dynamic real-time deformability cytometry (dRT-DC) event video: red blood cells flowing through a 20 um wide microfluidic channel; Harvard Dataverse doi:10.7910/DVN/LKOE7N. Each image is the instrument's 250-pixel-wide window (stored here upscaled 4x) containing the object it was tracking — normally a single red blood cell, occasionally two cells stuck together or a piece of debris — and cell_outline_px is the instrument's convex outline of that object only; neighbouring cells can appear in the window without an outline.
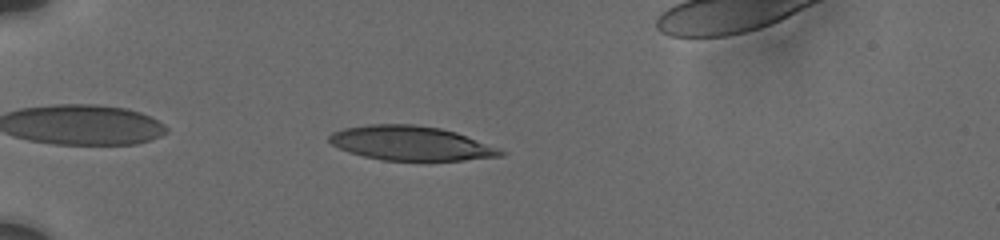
{"species": "human", "species_latin": "Homo sapiens", "temperature_condition": "cold", "stored_images_in_passage": 7, "camera_frame_rate_fps": 3000, "um_per_image_px": 0.085, "donor": {"sex": "male"}, "frame": {"image": 1, "passage_image": 3, "time_ms": 2.0, "image_size_px": [1000, 240], "cell_outline_px": [[508, 152], [504, 156], [464, 160], [384, 160], [364, 156], [348, 152], [332, 144], [328, 140], [328, 136], [332, 132], [344, 128], [368, 124], [412, 124], [440, 128], [456, 132], [500, 148]], "centroid_in_image_um": [34.95, 12.17], "position_along_channel_um": 50.0, "area_um2": 34.33}}
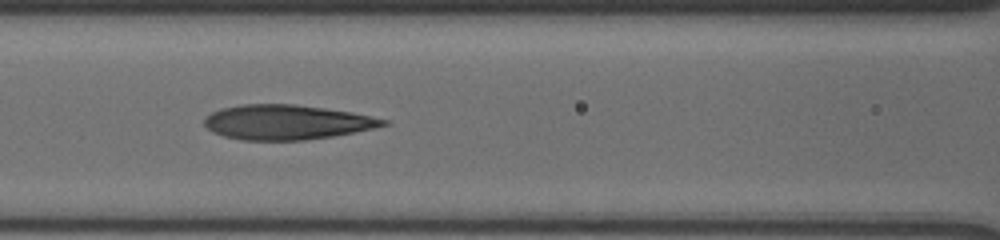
{"frame": {"image": 2, "passage_image": 6, "time_ms": 5.333, "image_size_px": [1000, 240], "cell_outline_px": [[388, 124], [372, 128], [332, 136], [304, 140], [244, 140], [224, 136], [212, 132], [204, 124], [204, 116], [220, 108], [244, 104], [292, 104], [324, 108], [352, 112], [372, 116], [388, 120]], "centroid_in_image_um": [24.32, 10.38], "position_along_channel_um": 142.3, "area_um2": 36.01}}
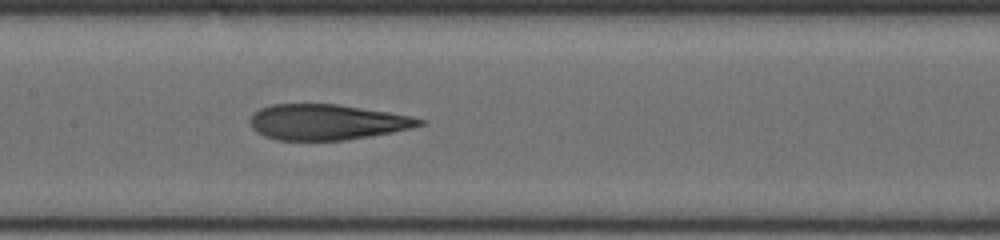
{"frame": {"image": 3, "passage_image": 7, "time_ms": 6.333, "image_size_px": [1000, 240], "cell_outline_px": [[428, 120], [424, 124], [392, 132], [344, 140], [276, 140], [264, 136], [256, 132], [252, 128], [252, 116], [260, 108], [272, 104], [336, 104], [412, 116]], "centroid_in_image_um": [27.79, 10.38], "position_along_channel_um": 179.6, "area_um2": 34.74}}